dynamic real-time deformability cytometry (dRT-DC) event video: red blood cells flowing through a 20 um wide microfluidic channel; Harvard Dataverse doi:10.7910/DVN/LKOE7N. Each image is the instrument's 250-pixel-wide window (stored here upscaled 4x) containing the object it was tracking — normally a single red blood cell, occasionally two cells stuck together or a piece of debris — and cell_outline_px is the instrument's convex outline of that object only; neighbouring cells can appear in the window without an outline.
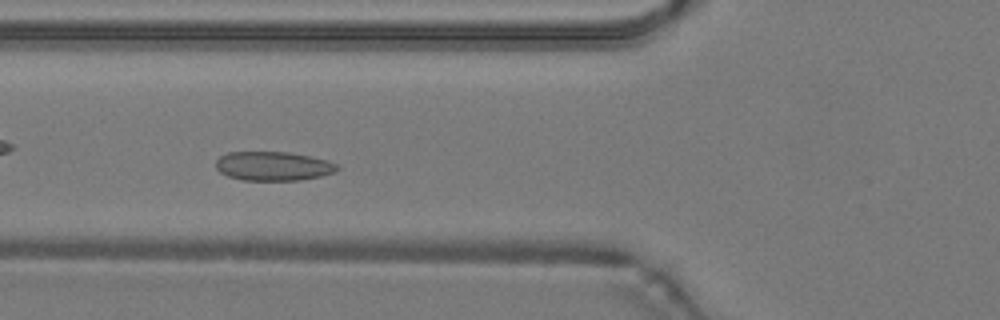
{"species": "common noctule bat (a hibernating species)", "species_latin": "Nyctalus noctula", "temperature_condition": "warm", "stored_images_in_passage": 43, "camera_frame_rate_fps": 3000, "um_per_image_px": 0.085, "animal": {"sex": "male", "body_mass_g": 19.2, "forearm_length_mm": 51.8}, "frame": {"image": 1, "passage_image": 13, "time_ms": 4.0, "image_size_px": [1000, 320], "cell_outline_px": [[340, 168], [336, 172], [320, 176], [300, 180], [244, 180], [228, 176], [220, 172], [216, 168], [216, 160], [220, 156], [228, 152], [288, 152], [328, 160], [336, 164]], "centroid_in_image_um": [23.23, 14.12], "position_along_channel_um": 102.6, "area_um2": 20.52}}
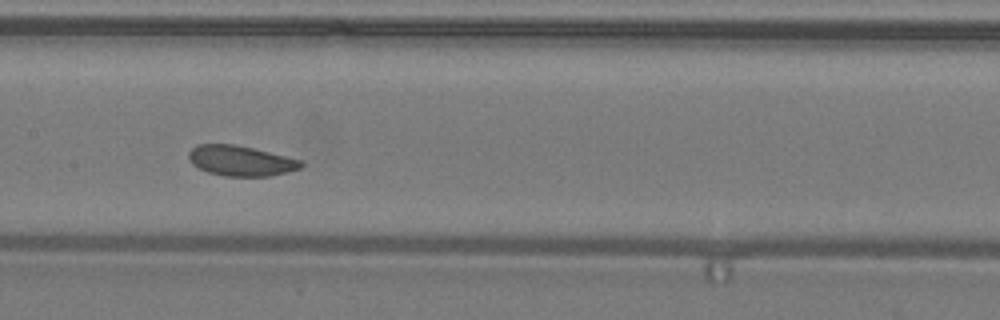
{"frame": {"image": 2, "passage_image": 19, "time_ms": 6.0, "image_size_px": [1000, 320], "cell_outline_px": [[304, 164], [300, 168], [288, 172], [268, 176], [224, 176], [208, 172], [192, 164], [188, 160], [188, 152], [196, 144], [236, 144], [304, 160]], "centroid_in_image_um": [20.47, 13.66], "position_along_channel_um": 186.9, "area_um2": 20.0}}
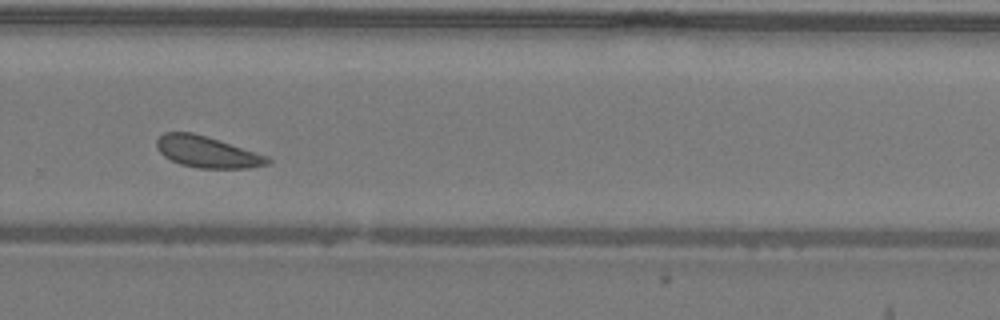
{"frame": {"image": 3, "passage_image": 28, "time_ms": 9.0, "image_size_px": [1000, 320], "cell_outline_px": [[272, 160], [268, 164], [248, 168], [196, 168], [180, 164], [164, 156], [156, 148], [156, 140], [164, 132], [192, 132], [256, 152], [268, 156]], "centroid_in_image_um": [17.58, 12.92], "position_along_channel_um": 312.2, "area_um2": 20.11}, "authors_computed_cell_mechanics": {"area_um2": 20.9236, "velocity_mm_per_s": 4.2046, "shape_relaxation_time_tau1_ms": 1.2514, "shape_relaxation_time_tau2_ms": null, "deformation_change_tau1": 0.0523, "deformation_change_tau2": null}}